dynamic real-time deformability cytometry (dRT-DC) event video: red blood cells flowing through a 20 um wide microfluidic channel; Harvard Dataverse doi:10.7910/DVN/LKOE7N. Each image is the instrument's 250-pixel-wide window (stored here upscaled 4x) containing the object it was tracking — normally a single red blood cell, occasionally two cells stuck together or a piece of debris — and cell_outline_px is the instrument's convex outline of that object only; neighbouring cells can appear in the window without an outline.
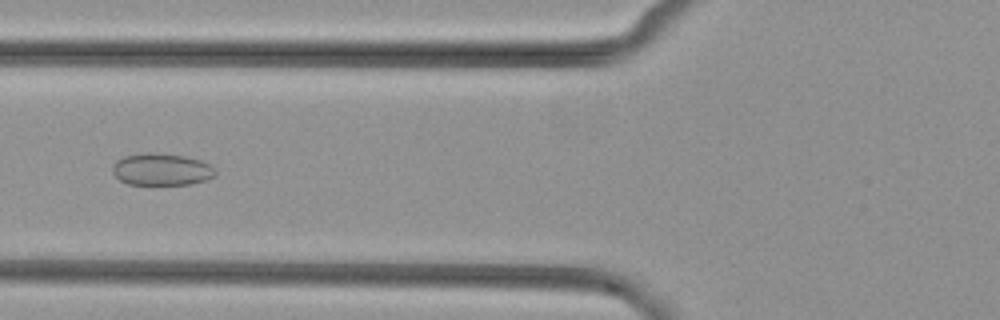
{"species": "common noctule bat (a hibernating species)", "species_latin": "Nyctalus noctula", "temperature_condition": "cold", "stored_images_in_passage": 46, "camera_frame_rate_fps": 3000, "um_per_image_px": 0.085, "animal": {"sex": "female", "body_mass_g": 29.2, "forearm_length_mm": 56.3}, "frame": {"image": 1, "passage_image": 15, "time_ms": 4.667, "image_size_px": [1000, 320], "cell_outline_px": [[216, 176], [192, 184], [128, 184], [120, 180], [112, 172], [112, 164], [116, 160], [124, 156], [148, 152], [152, 152], [184, 156], [200, 160], [212, 164], [216, 168]], "centroid_in_image_um": [13.75, 14.39], "position_along_channel_um": 112.1, "area_um2": 19.36}}
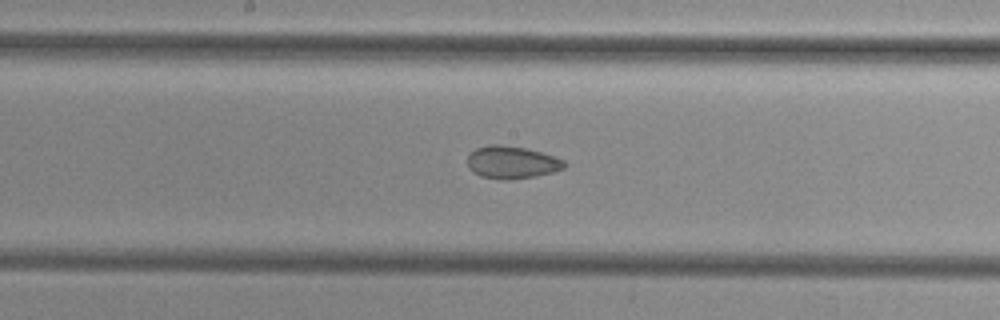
{"frame": {"image": 2, "passage_image": 22, "time_ms": 7.0, "image_size_px": [1000, 320], "cell_outline_px": [[568, 164], [564, 168], [552, 172], [536, 176], [512, 180], [504, 180], [480, 176], [472, 172], [468, 168], [468, 156], [476, 148], [488, 144], [500, 144], [524, 148], [540, 152], [564, 160]], "centroid_in_image_um": [43.49, 13.81], "position_along_channel_um": 204.7, "area_um2": 18.44}}
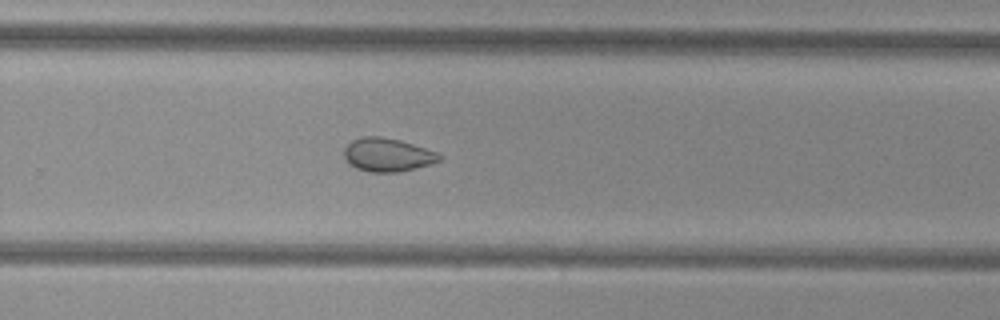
{"frame": {"image": 3, "passage_image": 29, "time_ms": 9.333, "image_size_px": [1000, 320], "cell_outline_px": [[444, 156], [440, 160], [416, 168], [400, 172], [368, 172], [356, 168], [344, 156], [344, 148], [352, 140], [360, 136], [380, 136], [400, 140], [436, 152]], "centroid_in_image_um": [32.93, 13.15], "position_along_channel_um": 296.9, "area_um2": 18.44}}